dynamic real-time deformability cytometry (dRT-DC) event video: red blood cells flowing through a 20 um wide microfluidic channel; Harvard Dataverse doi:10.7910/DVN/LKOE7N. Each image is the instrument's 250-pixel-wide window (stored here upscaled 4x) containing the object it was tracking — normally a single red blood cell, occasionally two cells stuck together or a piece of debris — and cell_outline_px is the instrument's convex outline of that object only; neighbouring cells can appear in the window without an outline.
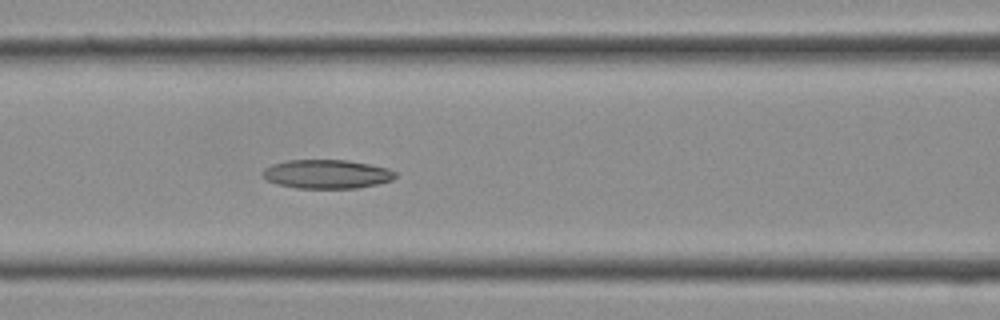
{"species": "Egyptian fruit bat (a non-hibernating species)", "species_latin": "Rousettus aegyptiacus", "temperature_condition": "cold", "stored_images_in_passage": 12, "camera_frame_rate_fps": 3000, "um_per_image_px": 0.085, "frame": {"image": 1, "passage_image": 12, "time_ms": 3.667, "image_size_px": [1000, 320], "cell_outline_px": [[396, 176], [392, 180], [376, 184], [356, 188], [296, 188], [276, 184], [264, 180], [260, 172], [264, 168], [272, 164], [288, 160], [348, 160], [388, 168], [396, 172]], "centroid_in_image_um": [27.72, 14.8], "position_along_channel_um": 138.9, "area_um2": 22.48}}